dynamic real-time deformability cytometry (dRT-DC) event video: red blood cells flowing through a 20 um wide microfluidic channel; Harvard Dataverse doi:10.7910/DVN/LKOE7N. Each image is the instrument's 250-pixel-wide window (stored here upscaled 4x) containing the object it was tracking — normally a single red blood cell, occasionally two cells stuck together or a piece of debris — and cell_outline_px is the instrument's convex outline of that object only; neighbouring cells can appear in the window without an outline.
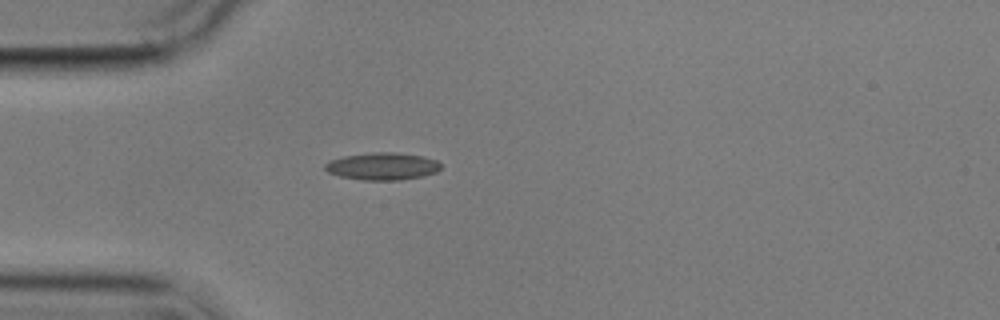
{"species": "common noctule bat (a hibernating species)", "species_latin": "Nyctalus noctula", "temperature_condition": "cold", "stored_images_in_passage": 2, "camera_frame_rate_fps": 3000, "um_per_image_px": 0.085, "animal": {"sex": "male", "body_mass_g": 17.9}, "frame": {"image": 1, "passage_image": 1, "time_ms": 0.0, "image_size_px": [1000, 320], "cell_outline_px": [[440, 168], [436, 172], [424, 176], [400, 180], [360, 180], [340, 176], [328, 172], [324, 168], [324, 164], [332, 160], [344, 156], [372, 152], [396, 152], [424, 156], [436, 160], [440, 164]], "centroid_in_image_um": [32.52, 14.13], "position_along_channel_um": 52.5, "area_um2": 18.5}}